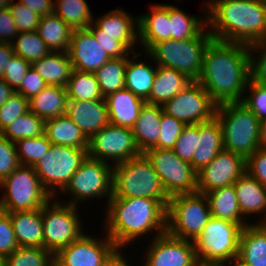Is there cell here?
Instances as JSON below:
<instances>
[{
    "instance_id": "cell-1",
    "label": "cell",
    "mask_w": 266,
    "mask_h": 266,
    "mask_svg": "<svg viewBox=\"0 0 266 266\" xmlns=\"http://www.w3.org/2000/svg\"><path fill=\"white\" fill-rule=\"evenodd\" d=\"M251 78L249 46L213 39L197 80L217 104L241 102Z\"/></svg>"
},
{
    "instance_id": "cell-2",
    "label": "cell",
    "mask_w": 266,
    "mask_h": 266,
    "mask_svg": "<svg viewBox=\"0 0 266 266\" xmlns=\"http://www.w3.org/2000/svg\"><path fill=\"white\" fill-rule=\"evenodd\" d=\"M104 208V231L119 249L166 232L167 209L157 199L110 198Z\"/></svg>"
},
{
    "instance_id": "cell-3",
    "label": "cell",
    "mask_w": 266,
    "mask_h": 266,
    "mask_svg": "<svg viewBox=\"0 0 266 266\" xmlns=\"http://www.w3.org/2000/svg\"><path fill=\"white\" fill-rule=\"evenodd\" d=\"M205 3V4H204ZM202 10L215 40L248 46L266 40V1L208 0Z\"/></svg>"
},
{
    "instance_id": "cell-4",
    "label": "cell",
    "mask_w": 266,
    "mask_h": 266,
    "mask_svg": "<svg viewBox=\"0 0 266 266\" xmlns=\"http://www.w3.org/2000/svg\"><path fill=\"white\" fill-rule=\"evenodd\" d=\"M111 198L157 199L166 209L171 198L159 175L142 153L113 167V196Z\"/></svg>"
},
{
    "instance_id": "cell-5",
    "label": "cell",
    "mask_w": 266,
    "mask_h": 266,
    "mask_svg": "<svg viewBox=\"0 0 266 266\" xmlns=\"http://www.w3.org/2000/svg\"><path fill=\"white\" fill-rule=\"evenodd\" d=\"M250 223H232L210 217L202 233L193 241L200 266H231L239 254L243 227Z\"/></svg>"
},
{
    "instance_id": "cell-6",
    "label": "cell",
    "mask_w": 266,
    "mask_h": 266,
    "mask_svg": "<svg viewBox=\"0 0 266 266\" xmlns=\"http://www.w3.org/2000/svg\"><path fill=\"white\" fill-rule=\"evenodd\" d=\"M215 117L222 127L224 150L247 159L260 148L261 121L241 102L217 105Z\"/></svg>"
},
{
    "instance_id": "cell-7",
    "label": "cell",
    "mask_w": 266,
    "mask_h": 266,
    "mask_svg": "<svg viewBox=\"0 0 266 266\" xmlns=\"http://www.w3.org/2000/svg\"><path fill=\"white\" fill-rule=\"evenodd\" d=\"M213 37H192L156 43L146 54L154 65L172 68L197 81L202 71L204 54Z\"/></svg>"
},
{
    "instance_id": "cell-8",
    "label": "cell",
    "mask_w": 266,
    "mask_h": 266,
    "mask_svg": "<svg viewBox=\"0 0 266 266\" xmlns=\"http://www.w3.org/2000/svg\"><path fill=\"white\" fill-rule=\"evenodd\" d=\"M210 217L205 194L194 192L171 196L167 206L166 232L179 239L194 241Z\"/></svg>"
},
{
    "instance_id": "cell-9",
    "label": "cell",
    "mask_w": 266,
    "mask_h": 266,
    "mask_svg": "<svg viewBox=\"0 0 266 266\" xmlns=\"http://www.w3.org/2000/svg\"><path fill=\"white\" fill-rule=\"evenodd\" d=\"M4 190L0 211H32L41 209L51 199L32 166L19 165L0 182Z\"/></svg>"
},
{
    "instance_id": "cell-10",
    "label": "cell",
    "mask_w": 266,
    "mask_h": 266,
    "mask_svg": "<svg viewBox=\"0 0 266 266\" xmlns=\"http://www.w3.org/2000/svg\"><path fill=\"white\" fill-rule=\"evenodd\" d=\"M113 167L87 156L61 192L65 196L68 194L70 200L62 199L60 202L78 207L79 202L105 198V204H108L113 196Z\"/></svg>"
},
{
    "instance_id": "cell-11",
    "label": "cell",
    "mask_w": 266,
    "mask_h": 266,
    "mask_svg": "<svg viewBox=\"0 0 266 266\" xmlns=\"http://www.w3.org/2000/svg\"><path fill=\"white\" fill-rule=\"evenodd\" d=\"M87 150L51 143L43 159L33 166L41 184L52 198L61 195L60 193L88 156Z\"/></svg>"
},
{
    "instance_id": "cell-12",
    "label": "cell",
    "mask_w": 266,
    "mask_h": 266,
    "mask_svg": "<svg viewBox=\"0 0 266 266\" xmlns=\"http://www.w3.org/2000/svg\"><path fill=\"white\" fill-rule=\"evenodd\" d=\"M78 210L79 207L62 203L57 197L42 207L45 250L55 255L85 233Z\"/></svg>"
},
{
    "instance_id": "cell-13",
    "label": "cell",
    "mask_w": 266,
    "mask_h": 266,
    "mask_svg": "<svg viewBox=\"0 0 266 266\" xmlns=\"http://www.w3.org/2000/svg\"><path fill=\"white\" fill-rule=\"evenodd\" d=\"M143 154L159 175L170 197L197 192V172L192 168L191 163L181 160L172 149L151 148Z\"/></svg>"
},
{
    "instance_id": "cell-14",
    "label": "cell",
    "mask_w": 266,
    "mask_h": 266,
    "mask_svg": "<svg viewBox=\"0 0 266 266\" xmlns=\"http://www.w3.org/2000/svg\"><path fill=\"white\" fill-rule=\"evenodd\" d=\"M88 157L116 165L141 155L129 128L109 123L89 138Z\"/></svg>"
},
{
    "instance_id": "cell-15",
    "label": "cell",
    "mask_w": 266,
    "mask_h": 266,
    "mask_svg": "<svg viewBox=\"0 0 266 266\" xmlns=\"http://www.w3.org/2000/svg\"><path fill=\"white\" fill-rule=\"evenodd\" d=\"M162 108L164 113L188 125L212 120L217 104L198 81H192Z\"/></svg>"
},
{
    "instance_id": "cell-16",
    "label": "cell",
    "mask_w": 266,
    "mask_h": 266,
    "mask_svg": "<svg viewBox=\"0 0 266 266\" xmlns=\"http://www.w3.org/2000/svg\"><path fill=\"white\" fill-rule=\"evenodd\" d=\"M118 249L105 231L102 239L87 232L54 255V266H104Z\"/></svg>"
},
{
    "instance_id": "cell-17",
    "label": "cell",
    "mask_w": 266,
    "mask_h": 266,
    "mask_svg": "<svg viewBox=\"0 0 266 266\" xmlns=\"http://www.w3.org/2000/svg\"><path fill=\"white\" fill-rule=\"evenodd\" d=\"M148 241L143 266H200L193 241L173 237L167 232Z\"/></svg>"
},
{
    "instance_id": "cell-18",
    "label": "cell",
    "mask_w": 266,
    "mask_h": 266,
    "mask_svg": "<svg viewBox=\"0 0 266 266\" xmlns=\"http://www.w3.org/2000/svg\"><path fill=\"white\" fill-rule=\"evenodd\" d=\"M246 171V159L234 152L222 150L208 165L197 172V192L233 185Z\"/></svg>"
},
{
    "instance_id": "cell-19",
    "label": "cell",
    "mask_w": 266,
    "mask_h": 266,
    "mask_svg": "<svg viewBox=\"0 0 266 266\" xmlns=\"http://www.w3.org/2000/svg\"><path fill=\"white\" fill-rule=\"evenodd\" d=\"M96 19L87 28L93 35L112 36L130 52L135 53L138 49L136 46L139 44L138 16L133 19L128 12L117 8Z\"/></svg>"
},
{
    "instance_id": "cell-20",
    "label": "cell",
    "mask_w": 266,
    "mask_h": 266,
    "mask_svg": "<svg viewBox=\"0 0 266 266\" xmlns=\"http://www.w3.org/2000/svg\"><path fill=\"white\" fill-rule=\"evenodd\" d=\"M68 55L73 69L89 73H94L110 60L88 29L73 30Z\"/></svg>"
},
{
    "instance_id": "cell-21",
    "label": "cell",
    "mask_w": 266,
    "mask_h": 266,
    "mask_svg": "<svg viewBox=\"0 0 266 266\" xmlns=\"http://www.w3.org/2000/svg\"><path fill=\"white\" fill-rule=\"evenodd\" d=\"M233 186L242 217L248 220L249 216L253 218L260 214L259 219L254 218L252 224H266V186L260 184L246 171L234 182Z\"/></svg>"
},
{
    "instance_id": "cell-22",
    "label": "cell",
    "mask_w": 266,
    "mask_h": 266,
    "mask_svg": "<svg viewBox=\"0 0 266 266\" xmlns=\"http://www.w3.org/2000/svg\"><path fill=\"white\" fill-rule=\"evenodd\" d=\"M152 6V7H151ZM150 13L138 16L139 45L147 53L156 43L170 39L169 4H153Z\"/></svg>"
},
{
    "instance_id": "cell-23",
    "label": "cell",
    "mask_w": 266,
    "mask_h": 266,
    "mask_svg": "<svg viewBox=\"0 0 266 266\" xmlns=\"http://www.w3.org/2000/svg\"><path fill=\"white\" fill-rule=\"evenodd\" d=\"M66 115L88 138L110 123L105 99L68 101Z\"/></svg>"
},
{
    "instance_id": "cell-24",
    "label": "cell",
    "mask_w": 266,
    "mask_h": 266,
    "mask_svg": "<svg viewBox=\"0 0 266 266\" xmlns=\"http://www.w3.org/2000/svg\"><path fill=\"white\" fill-rule=\"evenodd\" d=\"M235 264L266 266V224H249L243 227Z\"/></svg>"
},
{
    "instance_id": "cell-25",
    "label": "cell",
    "mask_w": 266,
    "mask_h": 266,
    "mask_svg": "<svg viewBox=\"0 0 266 266\" xmlns=\"http://www.w3.org/2000/svg\"><path fill=\"white\" fill-rule=\"evenodd\" d=\"M223 149L222 127L218 119L214 117L208 122L199 123V137H197L196 151L193 152L192 168L198 172Z\"/></svg>"
},
{
    "instance_id": "cell-26",
    "label": "cell",
    "mask_w": 266,
    "mask_h": 266,
    "mask_svg": "<svg viewBox=\"0 0 266 266\" xmlns=\"http://www.w3.org/2000/svg\"><path fill=\"white\" fill-rule=\"evenodd\" d=\"M111 124L131 129L146 103L126 88L105 97Z\"/></svg>"
},
{
    "instance_id": "cell-27",
    "label": "cell",
    "mask_w": 266,
    "mask_h": 266,
    "mask_svg": "<svg viewBox=\"0 0 266 266\" xmlns=\"http://www.w3.org/2000/svg\"><path fill=\"white\" fill-rule=\"evenodd\" d=\"M19 247L44 248L42 208L7 213Z\"/></svg>"
},
{
    "instance_id": "cell-28",
    "label": "cell",
    "mask_w": 266,
    "mask_h": 266,
    "mask_svg": "<svg viewBox=\"0 0 266 266\" xmlns=\"http://www.w3.org/2000/svg\"><path fill=\"white\" fill-rule=\"evenodd\" d=\"M191 82L175 69L156 65V75L146 103L163 106Z\"/></svg>"
},
{
    "instance_id": "cell-29",
    "label": "cell",
    "mask_w": 266,
    "mask_h": 266,
    "mask_svg": "<svg viewBox=\"0 0 266 266\" xmlns=\"http://www.w3.org/2000/svg\"><path fill=\"white\" fill-rule=\"evenodd\" d=\"M162 106L145 103L133 127L131 128L137 147L141 153L153 148L158 143Z\"/></svg>"
},
{
    "instance_id": "cell-30",
    "label": "cell",
    "mask_w": 266,
    "mask_h": 266,
    "mask_svg": "<svg viewBox=\"0 0 266 266\" xmlns=\"http://www.w3.org/2000/svg\"><path fill=\"white\" fill-rule=\"evenodd\" d=\"M131 55L127 57L125 88L146 101L149 98L156 75V65L154 67V65L152 66V62L148 63L147 61H141V59L138 60L139 57H143L141 52L137 53L136 51Z\"/></svg>"
},
{
    "instance_id": "cell-31",
    "label": "cell",
    "mask_w": 266,
    "mask_h": 266,
    "mask_svg": "<svg viewBox=\"0 0 266 266\" xmlns=\"http://www.w3.org/2000/svg\"><path fill=\"white\" fill-rule=\"evenodd\" d=\"M44 134L51 143L60 146L89 147V138L66 114L46 120Z\"/></svg>"
},
{
    "instance_id": "cell-32",
    "label": "cell",
    "mask_w": 266,
    "mask_h": 266,
    "mask_svg": "<svg viewBox=\"0 0 266 266\" xmlns=\"http://www.w3.org/2000/svg\"><path fill=\"white\" fill-rule=\"evenodd\" d=\"M31 65L47 85L64 88H66L73 71L68 52L51 51Z\"/></svg>"
},
{
    "instance_id": "cell-33",
    "label": "cell",
    "mask_w": 266,
    "mask_h": 266,
    "mask_svg": "<svg viewBox=\"0 0 266 266\" xmlns=\"http://www.w3.org/2000/svg\"><path fill=\"white\" fill-rule=\"evenodd\" d=\"M68 95L64 87L47 85L29 99V110L44 121L66 114Z\"/></svg>"
},
{
    "instance_id": "cell-34",
    "label": "cell",
    "mask_w": 266,
    "mask_h": 266,
    "mask_svg": "<svg viewBox=\"0 0 266 266\" xmlns=\"http://www.w3.org/2000/svg\"><path fill=\"white\" fill-rule=\"evenodd\" d=\"M204 16L201 18L198 15L187 14L176 5L169 4L170 39L212 37L207 29V14Z\"/></svg>"
},
{
    "instance_id": "cell-35",
    "label": "cell",
    "mask_w": 266,
    "mask_h": 266,
    "mask_svg": "<svg viewBox=\"0 0 266 266\" xmlns=\"http://www.w3.org/2000/svg\"><path fill=\"white\" fill-rule=\"evenodd\" d=\"M211 216L232 223H250L242 217L233 185L213 189L205 193Z\"/></svg>"
},
{
    "instance_id": "cell-36",
    "label": "cell",
    "mask_w": 266,
    "mask_h": 266,
    "mask_svg": "<svg viewBox=\"0 0 266 266\" xmlns=\"http://www.w3.org/2000/svg\"><path fill=\"white\" fill-rule=\"evenodd\" d=\"M73 30L58 15L52 13L40 18L36 31L52 52H68Z\"/></svg>"
},
{
    "instance_id": "cell-37",
    "label": "cell",
    "mask_w": 266,
    "mask_h": 266,
    "mask_svg": "<svg viewBox=\"0 0 266 266\" xmlns=\"http://www.w3.org/2000/svg\"><path fill=\"white\" fill-rule=\"evenodd\" d=\"M88 5L86 0H54L53 13L72 29H87L94 20Z\"/></svg>"
},
{
    "instance_id": "cell-38",
    "label": "cell",
    "mask_w": 266,
    "mask_h": 266,
    "mask_svg": "<svg viewBox=\"0 0 266 266\" xmlns=\"http://www.w3.org/2000/svg\"><path fill=\"white\" fill-rule=\"evenodd\" d=\"M127 57L112 58L94 72L103 98L125 88Z\"/></svg>"
},
{
    "instance_id": "cell-39",
    "label": "cell",
    "mask_w": 266,
    "mask_h": 266,
    "mask_svg": "<svg viewBox=\"0 0 266 266\" xmlns=\"http://www.w3.org/2000/svg\"><path fill=\"white\" fill-rule=\"evenodd\" d=\"M68 101L99 100L103 98L94 73L73 69L66 86Z\"/></svg>"
},
{
    "instance_id": "cell-40",
    "label": "cell",
    "mask_w": 266,
    "mask_h": 266,
    "mask_svg": "<svg viewBox=\"0 0 266 266\" xmlns=\"http://www.w3.org/2000/svg\"><path fill=\"white\" fill-rule=\"evenodd\" d=\"M45 130V121L30 110L18 116L6 127L1 134L11 142L18 140L42 136Z\"/></svg>"
},
{
    "instance_id": "cell-41",
    "label": "cell",
    "mask_w": 266,
    "mask_h": 266,
    "mask_svg": "<svg viewBox=\"0 0 266 266\" xmlns=\"http://www.w3.org/2000/svg\"><path fill=\"white\" fill-rule=\"evenodd\" d=\"M12 46L15 55L20 56L31 64L51 52L37 31L19 32L14 38Z\"/></svg>"
},
{
    "instance_id": "cell-42",
    "label": "cell",
    "mask_w": 266,
    "mask_h": 266,
    "mask_svg": "<svg viewBox=\"0 0 266 266\" xmlns=\"http://www.w3.org/2000/svg\"><path fill=\"white\" fill-rule=\"evenodd\" d=\"M5 266H54V255L44 248L18 247L5 257Z\"/></svg>"
},
{
    "instance_id": "cell-43",
    "label": "cell",
    "mask_w": 266,
    "mask_h": 266,
    "mask_svg": "<svg viewBox=\"0 0 266 266\" xmlns=\"http://www.w3.org/2000/svg\"><path fill=\"white\" fill-rule=\"evenodd\" d=\"M15 144L20 165L33 167L46 155L51 142L43 134L42 136L18 140Z\"/></svg>"
},
{
    "instance_id": "cell-44",
    "label": "cell",
    "mask_w": 266,
    "mask_h": 266,
    "mask_svg": "<svg viewBox=\"0 0 266 266\" xmlns=\"http://www.w3.org/2000/svg\"><path fill=\"white\" fill-rule=\"evenodd\" d=\"M244 94L248 95L243 96L241 103L260 121L266 119V86L255 83L250 78Z\"/></svg>"
},
{
    "instance_id": "cell-45",
    "label": "cell",
    "mask_w": 266,
    "mask_h": 266,
    "mask_svg": "<svg viewBox=\"0 0 266 266\" xmlns=\"http://www.w3.org/2000/svg\"><path fill=\"white\" fill-rule=\"evenodd\" d=\"M185 124L170 116L166 113H162L161 123H160V135L158 137V143L153 148L158 149H173L175 143L182 133Z\"/></svg>"
},
{
    "instance_id": "cell-46",
    "label": "cell",
    "mask_w": 266,
    "mask_h": 266,
    "mask_svg": "<svg viewBox=\"0 0 266 266\" xmlns=\"http://www.w3.org/2000/svg\"><path fill=\"white\" fill-rule=\"evenodd\" d=\"M27 111H29V100L20 93H13L0 107V133Z\"/></svg>"
},
{
    "instance_id": "cell-47",
    "label": "cell",
    "mask_w": 266,
    "mask_h": 266,
    "mask_svg": "<svg viewBox=\"0 0 266 266\" xmlns=\"http://www.w3.org/2000/svg\"><path fill=\"white\" fill-rule=\"evenodd\" d=\"M197 137L199 124L185 125L172 150L181 160L191 163L193 152L196 151Z\"/></svg>"
},
{
    "instance_id": "cell-48",
    "label": "cell",
    "mask_w": 266,
    "mask_h": 266,
    "mask_svg": "<svg viewBox=\"0 0 266 266\" xmlns=\"http://www.w3.org/2000/svg\"><path fill=\"white\" fill-rule=\"evenodd\" d=\"M249 54L251 79L266 86V40L250 45Z\"/></svg>"
},
{
    "instance_id": "cell-49",
    "label": "cell",
    "mask_w": 266,
    "mask_h": 266,
    "mask_svg": "<svg viewBox=\"0 0 266 266\" xmlns=\"http://www.w3.org/2000/svg\"><path fill=\"white\" fill-rule=\"evenodd\" d=\"M9 8L15 20L18 33L37 30L41 18L39 14L15 0L10 4Z\"/></svg>"
},
{
    "instance_id": "cell-50",
    "label": "cell",
    "mask_w": 266,
    "mask_h": 266,
    "mask_svg": "<svg viewBox=\"0 0 266 266\" xmlns=\"http://www.w3.org/2000/svg\"><path fill=\"white\" fill-rule=\"evenodd\" d=\"M19 165L16 144L0 133V182Z\"/></svg>"
},
{
    "instance_id": "cell-51",
    "label": "cell",
    "mask_w": 266,
    "mask_h": 266,
    "mask_svg": "<svg viewBox=\"0 0 266 266\" xmlns=\"http://www.w3.org/2000/svg\"><path fill=\"white\" fill-rule=\"evenodd\" d=\"M30 67V62L25 61L20 56L14 54L10 59V63L6 66L1 79L16 90L21 85V82Z\"/></svg>"
},
{
    "instance_id": "cell-52",
    "label": "cell",
    "mask_w": 266,
    "mask_h": 266,
    "mask_svg": "<svg viewBox=\"0 0 266 266\" xmlns=\"http://www.w3.org/2000/svg\"><path fill=\"white\" fill-rule=\"evenodd\" d=\"M18 247L11 219L7 213L0 211V256L11 255Z\"/></svg>"
},
{
    "instance_id": "cell-53",
    "label": "cell",
    "mask_w": 266,
    "mask_h": 266,
    "mask_svg": "<svg viewBox=\"0 0 266 266\" xmlns=\"http://www.w3.org/2000/svg\"><path fill=\"white\" fill-rule=\"evenodd\" d=\"M246 172L266 186V149L258 148L246 159Z\"/></svg>"
},
{
    "instance_id": "cell-54",
    "label": "cell",
    "mask_w": 266,
    "mask_h": 266,
    "mask_svg": "<svg viewBox=\"0 0 266 266\" xmlns=\"http://www.w3.org/2000/svg\"><path fill=\"white\" fill-rule=\"evenodd\" d=\"M47 84L44 79L31 67L28 69L24 76L21 85L15 90V92L22 94L28 100L33 96L40 93Z\"/></svg>"
},
{
    "instance_id": "cell-55",
    "label": "cell",
    "mask_w": 266,
    "mask_h": 266,
    "mask_svg": "<svg viewBox=\"0 0 266 266\" xmlns=\"http://www.w3.org/2000/svg\"><path fill=\"white\" fill-rule=\"evenodd\" d=\"M17 35V26L10 8H0V43L12 44Z\"/></svg>"
},
{
    "instance_id": "cell-56",
    "label": "cell",
    "mask_w": 266,
    "mask_h": 266,
    "mask_svg": "<svg viewBox=\"0 0 266 266\" xmlns=\"http://www.w3.org/2000/svg\"><path fill=\"white\" fill-rule=\"evenodd\" d=\"M99 44L102 45L110 59L128 57L130 52L120 41L109 35H94Z\"/></svg>"
},
{
    "instance_id": "cell-57",
    "label": "cell",
    "mask_w": 266,
    "mask_h": 266,
    "mask_svg": "<svg viewBox=\"0 0 266 266\" xmlns=\"http://www.w3.org/2000/svg\"><path fill=\"white\" fill-rule=\"evenodd\" d=\"M30 10L36 12L41 17L50 15L54 11V0H18Z\"/></svg>"
},
{
    "instance_id": "cell-58",
    "label": "cell",
    "mask_w": 266,
    "mask_h": 266,
    "mask_svg": "<svg viewBox=\"0 0 266 266\" xmlns=\"http://www.w3.org/2000/svg\"><path fill=\"white\" fill-rule=\"evenodd\" d=\"M14 54L12 44L0 43V78L3 76L5 68L10 63V59Z\"/></svg>"
},
{
    "instance_id": "cell-59",
    "label": "cell",
    "mask_w": 266,
    "mask_h": 266,
    "mask_svg": "<svg viewBox=\"0 0 266 266\" xmlns=\"http://www.w3.org/2000/svg\"><path fill=\"white\" fill-rule=\"evenodd\" d=\"M123 251H124V249L123 250L118 249L110 257V259L105 263L104 266H132L131 263L129 264V260L127 259V256L124 254L125 252L127 253V251H124V252Z\"/></svg>"
},
{
    "instance_id": "cell-60",
    "label": "cell",
    "mask_w": 266,
    "mask_h": 266,
    "mask_svg": "<svg viewBox=\"0 0 266 266\" xmlns=\"http://www.w3.org/2000/svg\"><path fill=\"white\" fill-rule=\"evenodd\" d=\"M15 93L3 79L0 78V107Z\"/></svg>"
},
{
    "instance_id": "cell-61",
    "label": "cell",
    "mask_w": 266,
    "mask_h": 266,
    "mask_svg": "<svg viewBox=\"0 0 266 266\" xmlns=\"http://www.w3.org/2000/svg\"><path fill=\"white\" fill-rule=\"evenodd\" d=\"M260 148L266 149V119L261 121Z\"/></svg>"
},
{
    "instance_id": "cell-62",
    "label": "cell",
    "mask_w": 266,
    "mask_h": 266,
    "mask_svg": "<svg viewBox=\"0 0 266 266\" xmlns=\"http://www.w3.org/2000/svg\"><path fill=\"white\" fill-rule=\"evenodd\" d=\"M14 0H0V8H8Z\"/></svg>"
},
{
    "instance_id": "cell-63",
    "label": "cell",
    "mask_w": 266,
    "mask_h": 266,
    "mask_svg": "<svg viewBox=\"0 0 266 266\" xmlns=\"http://www.w3.org/2000/svg\"><path fill=\"white\" fill-rule=\"evenodd\" d=\"M0 266H5V257L0 256Z\"/></svg>"
}]
</instances>
